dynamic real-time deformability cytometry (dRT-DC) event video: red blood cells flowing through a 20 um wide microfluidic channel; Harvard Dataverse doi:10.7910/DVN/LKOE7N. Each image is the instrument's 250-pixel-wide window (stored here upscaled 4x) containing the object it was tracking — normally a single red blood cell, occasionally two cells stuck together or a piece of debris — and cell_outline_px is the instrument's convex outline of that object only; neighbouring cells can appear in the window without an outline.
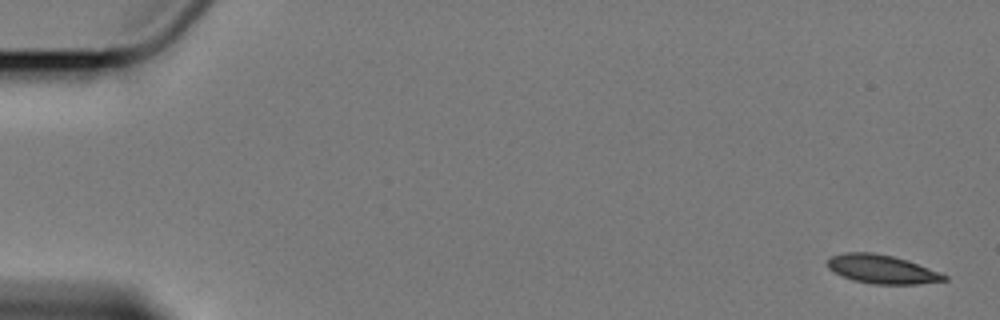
{"species": "Egyptian fruit bat (a non-hibernating species)", "species_latin": "Rousettus aegyptiacus", "temperature_condition": "cold", "stored_images_in_passage": 8, "camera_frame_rate_fps": 3000, "um_per_image_px": 0.085, "animal": {"sex": "female"}, "frame": {"image": 1, "passage_image": 1, "time_ms": 0.0, "image_size_px": [1000, 320], "cell_outline_px": [[948, 280], [916, 284], [872, 284], [852, 280], [840, 276], [828, 268], [828, 260], [832, 256], [844, 252], [872, 252], [892, 256], [908, 260], [940, 272], [948, 276]], "centroid_in_image_um": [74.96, 22.88], "position_along_channel_um": 10.0, "area_um2": 19.59}}
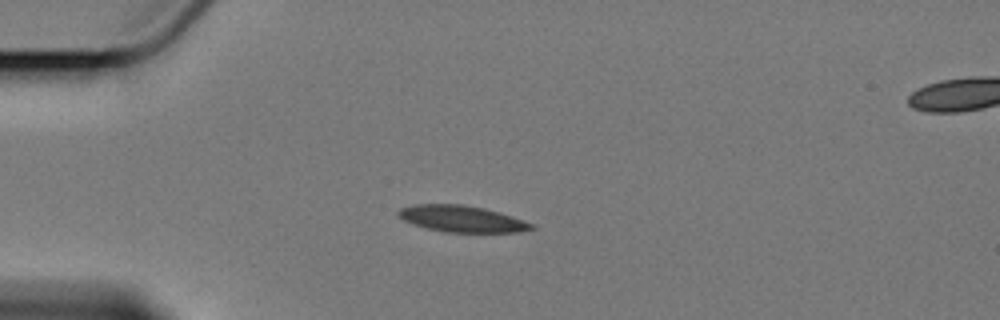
{"frame": {"image": 2, "passage_image": 5, "time_ms": 4.667, "image_size_px": [1000, 320], "cell_outline_px": [[536, 228], [520, 232], [444, 232], [412, 224], [404, 220], [396, 212], [400, 208], [416, 204], [464, 204], [484, 208], [512, 216], [536, 224]], "centroid_in_image_um": [39.29, 18.6], "position_along_channel_um": 45.7, "area_um2": 20.58}}
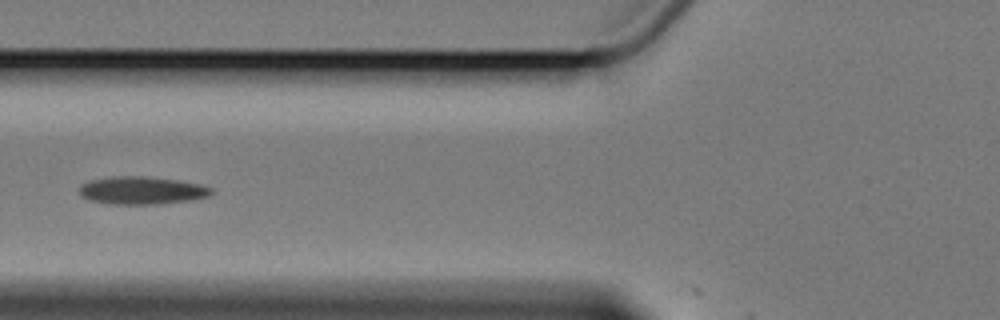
{"frame": {"image": 3, "passage_image": 7, "time_ms": 7.333, "image_size_px": [1000, 320], "cell_outline_px": [[212, 196], [192, 200], [160, 204], [108, 204], [88, 200], [80, 196], [80, 184], [88, 180], [112, 176], [140, 176], [176, 180], [200, 184], [212, 188]], "centroid_in_image_um": [12.03, 16.19], "position_along_channel_um": 113.8, "area_um2": 21.62}}